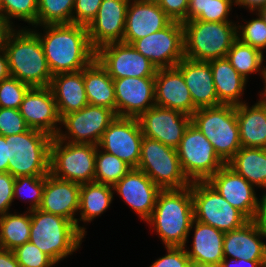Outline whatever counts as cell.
Here are the masks:
<instances>
[{
    "mask_svg": "<svg viewBox=\"0 0 266 267\" xmlns=\"http://www.w3.org/2000/svg\"><path fill=\"white\" fill-rule=\"evenodd\" d=\"M157 68L175 67L184 56V27L172 21L164 29L135 40L131 44Z\"/></svg>",
    "mask_w": 266,
    "mask_h": 267,
    "instance_id": "cell-13",
    "label": "cell"
},
{
    "mask_svg": "<svg viewBox=\"0 0 266 267\" xmlns=\"http://www.w3.org/2000/svg\"><path fill=\"white\" fill-rule=\"evenodd\" d=\"M102 0H75L73 24L88 26L96 17Z\"/></svg>",
    "mask_w": 266,
    "mask_h": 267,
    "instance_id": "cell-46",
    "label": "cell"
},
{
    "mask_svg": "<svg viewBox=\"0 0 266 267\" xmlns=\"http://www.w3.org/2000/svg\"><path fill=\"white\" fill-rule=\"evenodd\" d=\"M193 233L191 249L184 246L193 267H219L224 259L223 240L225 233L193 220L189 235Z\"/></svg>",
    "mask_w": 266,
    "mask_h": 267,
    "instance_id": "cell-26",
    "label": "cell"
},
{
    "mask_svg": "<svg viewBox=\"0 0 266 267\" xmlns=\"http://www.w3.org/2000/svg\"><path fill=\"white\" fill-rule=\"evenodd\" d=\"M52 139L49 134L31 128L6 136L8 172L13 177L49 174Z\"/></svg>",
    "mask_w": 266,
    "mask_h": 267,
    "instance_id": "cell-6",
    "label": "cell"
},
{
    "mask_svg": "<svg viewBox=\"0 0 266 267\" xmlns=\"http://www.w3.org/2000/svg\"><path fill=\"white\" fill-rule=\"evenodd\" d=\"M227 165L256 189L266 191V149L241 147Z\"/></svg>",
    "mask_w": 266,
    "mask_h": 267,
    "instance_id": "cell-33",
    "label": "cell"
},
{
    "mask_svg": "<svg viewBox=\"0 0 266 267\" xmlns=\"http://www.w3.org/2000/svg\"><path fill=\"white\" fill-rule=\"evenodd\" d=\"M235 7H243L250 13L257 12L266 5V0H234Z\"/></svg>",
    "mask_w": 266,
    "mask_h": 267,
    "instance_id": "cell-50",
    "label": "cell"
},
{
    "mask_svg": "<svg viewBox=\"0 0 266 267\" xmlns=\"http://www.w3.org/2000/svg\"><path fill=\"white\" fill-rule=\"evenodd\" d=\"M96 59L113 79L155 77L157 68L132 45L117 42L96 50Z\"/></svg>",
    "mask_w": 266,
    "mask_h": 267,
    "instance_id": "cell-15",
    "label": "cell"
},
{
    "mask_svg": "<svg viewBox=\"0 0 266 267\" xmlns=\"http://www.w3.org/2000/svg\"><path fill=\"white\" fill-rule=\"evenodd\" d=\"M7 143L6 137L0 135V171L8 172Z\"/></svg>",
    "mask_w": 266,
    "mask_h": 267,
    "instance_id": "cell-52",
    "label": "cell"
},
{
    "mask_svg": "<svg viewBox=\"0 0 266 267\" xmlns=\"http://www.w3.org/2000/svg\"><path fill=\"white\" fill-rule=\"evenodd\" d=\"M184 27V56L208 62L224 58L237 39V22L191 20Z\"/></svg>",
    "mask_w": 266,
    "mask_h": 267,
    "instance_id": "cell-5",
    "label": "cell"
},
{
    "mask_svg": "<svg viewBox=\"0 0 266 267\" xmlns=\"http://www.w3.org/2000/svg\"><path fill=\"white\" fill-rule=\"evenodd\" d=\"M31 219L30 211L8 212L0 215V248L13 251L29 242Z\"/></svg>",
    "mask_w": 266,
    "mask_h": 267,
    "instance_id": "cell-35",
    "label": "cell"
},
{
    "mask_svg": "<svg viewBox=\"0 0 266 267\" xmlns=\"http://www.w3.org/2000/svg\"><path fill=\"white\" fill-rule=\"evenodd\" d=\"M171 22L156 1L130 0L123 43L131 45L135 40L164 29Z\"/></svg>",
    "mask_w": 266,
    "mask_h": 267,
    "instance_id": "cell-22",
    "label": "cell"
},
{
    "mask_svg": "<svg viewBox=\"0 0 266 267\" xmlns=\"http://www.w3.org/2000/svg\"><path fill=\"white\" fill-rule=\"evenodd\" d=\"M260 50L241 42L238 38L233 42L226 58L236 71L247 81L251 74L261 76L262 82L266 81V58Z\"/></svg>",
    "mask_w": 266,
    "mask_h": 267,
    "instance_id": "cell-34",
    "label": "cell"
},
{
    "mask_svg": "<svg viewBox=\"0 0 266 267\" xmlns=\"http://www.w3.org/2000/svg\"><path fill=\"white\" fill-rule=\"evenodd\" d=\"M10 29L11 27L5 22L3 16L0 14V48L3 47L6 34Z\"/></svg>",
    "mask_w": 266,
    "mask_h": 267,
    "instance_id": "cell-55",
    "label": "cell"
},
{
    "mask_svg": "<svg viewBox=\"0 0 266 267\" xmlns=\"http://www.w3.org/2000/svg\"><path fill=\"white\" fill-rule=\"evenodd\" d=\"M29 242L36 245L57 265L81 248L86 238L72 221L40 209L30 210Z\"/></svg>",
    "mask_w": 266,
    "mask_h": 267,
    "instance_id": "cell-4",
    "label": "cell"
},
{
    "mask_svg": "<svg viewBox=\"0 0 266 267\" xmlns=\"http://www.w3.org/2000/svg\"><path fill=\"white\" fill-rule=\"evenodd\" d=\"M137 168L160 189H180L191 185L181 168L176 149L155 139L143 137Z\"/></svg>",
    "mask_w": 266,
    "mask_h": 267,
    "instance_id": "cell-9",
    "label": "cell"
},
{
    "mask_svg": "<svg viewBox=\"0 0 266 267\" xmlns=\"http://www.w3.org/2000/svg\"><path fill=\"white\" fill-rule=\"evenodd\" d=\"M166 254L158 257L149 267H193L184 247L166 246Z\"/></svg>",
    "mask_w": 266,
    "mask_h": 267,
    "instance_id": "cell-45",
    "label": "cell"
},
{
    "mask_svg": "<svg viewBox=\"0 0 266 267\" xmlns=\"http://www.w3.org/2000/svg\"><path fill=\"white\" fill-rule=\"evenodd\" d=\"M29 129L19 110L0 107V135L24 133Z\"/></svg>",
    "mask_w": 266,
    "mask_h": 267,
    "instance_id": "cell-44",
    "label": "cell"
},
{
    "mask_svg": "<svg viewBox=\"0 0 266 267\" xmlns=\"http://www.w3.org/2000/svg\"><path fill=\"white\" fill-rule=\"evenodd\" d=\"M0 267H19L13 251L0 248Z\"/></svg>",
    "mask_w": 266,
    "mask_h": 267,
    "instance_id": "cell-51",
    "label": "cell"
},
{
    "mask_svg": "<svg viewBox=\"0 0 266 267\" xmlns=\"http://www.w3.org/2000/svg\"><path fill=\"white\" fill-rule=\"evenodd\" d=\"M161 189L138 168H132L114 186L113 192L144 222L151 216Z\"/></svg>",
    "mask_w": 266,
    "mask_h": 267,
    "instance_id": "cell-20",
    "label": "cell"
},
{
    "mask_svg": "<svg viewBox=\"0 0 266 267\" xmlns=\"http://www.w3.org/2000/svg\"><path fill=\"white\" fill-rule=\"evenodd\" d=\"M15 177L9 172L0 171V215L10 212V208L14 202Z\"/></svg>",
    "mask_w": 266,
    "mask_h": 267,
    "instance_id": "cell-47",
    "label": "cell"
},
{
    "mask_svg": "<svg viewBox=\"0 0 266 267\" xmlns=\"http://www.w3.org/2000/svg\"><path fill=\"white\" fill-rule=\"evenodd\" d=\"M155 105L179 111L188 116L197 110L181 71L175 66L157 69L155 74Z\"/></svg>",
    "mask_w": 266,
    "mask_h": 267,
    "instance_id": "cell-23",
    "label": "cell"
},
{
    "mask_svg": "<svg viewBox=\"0 0 266 267\" xmlns=\"http://www.w3.org/2000/svg\"><path fill=\"white\" fill-rule=\"evenodd\" d=\"M19 267H55L56 263L36 245L26 242L13 250Z\"/></svg>",
    "mask_w": 266,
    "mask_h": 267,
    "instance_id": "cell-43",
    "label": "cell"
},
{
    "mask_svg": "<svg viewBox=\"0 0 266 267\" xmlns=\"http://www.w3.org/2000/svg\"><path fill=\"white\" fill-rule=\"evenodd\" d=\"M115 118L116 113L112 109L88 104L61 118V127L56 137L65 142L98 146L104 131Z\"/></svg>",
    "mask_w": 266,
    "mask_h": 267,
    "instance_id": "cell-12",
    "label": "cell"
},
{
    "mask_svg": "<svg viewBox=\"0 0 266 267\" xmlns=\"http://www.w3.org/2000/svg\"><path fill=\"white\" fill-rule=\"evenodd\" d=\"M176 151L190 182L207 181L225 165L210 141L192 123L185 130Z\"/></svg>",
    "mask_w": 266,
    "mask_h": 267,
    "instance_id": "cell-11",
    "label": "cell"
},
{
    "mask_svg": "<svg viewBox=\"0 0 266 267\" xmlns=\"http://www.w3.org/2000/svg\"><path fill=\"white\" fill-rule=\"evenodd\" d=\"M194 220L192 182L180 189H161L155 208L145 221L164 247H184Z\"/></svg>",
    "mask_w": 266,
    "mask_h": 267,
    "instance_id": "cell-2",
    "label": "cell"
},
{
    "mask_svg": "<svg viewBox=\"0 0 266 267\" xmlns=\"http://www.w3.org/2000/svg\"><path fill=\"white\" fill-rule=\"evenodd\" d=\"M27 126L56 137L61 127L57 105L50 87H30L19 108Z\"/></svg>",
    "mask_w": 266,
    "mask_h": 267,
    "instance_id": "cell-18",
    "label": "cell"
},
{
    "mask_svg": "<svg viewBox=\"0 0 266 267\" xmlns=\"http://www.w3.org/2000/svg\"><path fill=\"white\" fill-rule=\"evenodd\" d=\"M131 169L123 160L97 146L94 182L114 186Z\"/></svg>",
    "mask_w": 266,
    "mask_h": 267,
    "instance_id": "cell-37",
    "label": "cell"
},
{
    "mask_svg": "<svg viewBox=\"0 0 266 267\" xmlns=\"http://www.w3.org/2000/svg\"><path fill=\"white\" fill-rule=\"evenodd\" d=\"M208 62L213 74L218 101L221 104L234 106L245 103L246 101L242 100V96L249 81L236 71L226 57L213 59Z\"/></svg>",
    "mask_w": 266,
    "mask_h": 267,
    "instance_id": "cell-29",
    "label": "cell"
},
{
    "mask_svg": "<svg viewBox=\"0 0 266 267\" xmlns=\"http://www.w3.org/2000/svg\"><path fill=\"white\" fill-rule=\"evenodd\" d=\"M254 14L256 18L249 21L243 19L244 24L237 21V38L264 54L266 53V23L257 12H253Z\"/></svg>",
    "mask_w": 266,
    "mask_h": 267,
    "instance_id": "cell-41",
    "label": "cell"
},
{
    "mask_svg": "<svg viewBox=\"0 0 266 267\" xmlns=\"http://www.w3.org/2000/svg\"><path fill=\"white\" fill-rule=\"evenodd\" d=\"M97 146L70 143L53 137L50 145V174L78 184L94 182Z\"/></svg>",
    "mask_w": 266,
    "mask_h": 267,
    "instance_id": "cell-8",
    "label": "cell"
},
{
    "mask_svg": "<svg viewBox=\"0 0 266 267\" xmlns=\"http://www.w3.org/2000/svg\"><path fill=\"white\" fill-rule=\"evenodd\" d=\"M207 182L249 220H256L260 199L256 194L257 189L244 177L225 164Z\"/></svg>",
    "mask_w": 266,
    "mask_h": 267,
    "instance_id": "cell-16",
    "label": "cell"
},
{
    "mask_svg": "<svg viewBox=\"0 0 266 267\" xmlns=\"http://www.w3.org/2000/svg\"><path fill=\"white\" fill-rule=\"evenodd\" d=\"M130 0H102L96 17L87 26L89 42L96 51L109 43L123 42Z\"/></svg>",
    "mask_w": 266,
    "mask_h": 267,
    "instance_id": "cell-21",
    "label": "cell"
},
{
    "mask_svg": "<svg viewBox=\"0 0 266 267\" xmlns=\"http://www.w3.org/2000/svg\"><path fill=\"white\" fill-rule=\"evenodd\" d=\"M143 137L137 118L116 116L104 131L98 147L117 156L131 168H137Z\"/></svg>",
    "mask_w": 266,
    "mask_h": 267,
    "instance_id": "cell-14",
    "label": "cell"
},
{
    "mask_svg": "<svg viewBox=\"0 0 266 267\" xmlns=\"http://www.w3.org/2000/svg\"><path fill=\"white\" fill-rule=\"evenodd\" d=\"M261 92L259 94V100H257V103L263 108L265 115H266V88H262Z\"/></svg>",
    "mask_w": 266,
    "mask_h": 267,
    "instance_id": "cell-56",
    "label": "cell"
},
{
    "mask_svg": "<svg viewBox=\"0 0 266 267\" xmlns=\"http://www.w3.org/2000/svg\"><path fill=\"white\" fill-rule=\"evenodd\" d=\"M20 27L11 28L4 40L10 76L30 87H49L53 75L40 38L31 28Z\"/></svg>",
    "mask_w": 266,
    "mask_h": 267,
    "instance_id": "cell-3",
    "label": "cell"
},
{
    "mask_svg": "<svg viewBox=\"0 0 266 267\" xmlns=\"http://www.w3.org/2000/svg\"><path fill=\"white\" fill-rule=\"evenodd\" d=\"M49 87L53 92L60 118L89 104L83 70L56 74L52 77Z\"/></svg>",
    "mask_w": 266,
    "mask_h": 267,
    "instance_id": "cell-28",
    "label": "cell"
},
{
    "mask_svg": "<svg viewBox=\"0 0 266 267\" xmlns=\"http://www.w3.org/2000/svg\"><path fill=\"white\" fill-rule=\"evenodd\" d=\"M257 13L261 16V18L264 20V22L266 23V5L264 7H262L261 9H259L257 11Z\"/></svg>",
    "mask_w": 266,
    "mask_h": 267,
    "instance_id": "cell-57",
    "label": "cell"
},
{
    "mask_svg": "<svg viewBox=\"0 0 266 267\" xmlns=\"http://www.w3.org/2000/svg\"><path fill=\"white\" fill-rule=\"evenodd\" d=\"M241 147L266 149V115L256 102L251 106L245 102L236 105Z\"/></svg>",
    "mask_w": 266,
    "mask_h": 267,
    "instance_id": "cell-32",
    "label": "cell"
},
{
    "mask_svg": "<svg viewBox=\"0 0 266 267\" xmlns=\"http://www.w3.org/2000/svg\"><path fill=\"white\" fill-rule=\"evenodd\" d=\"M156 2L172 21L181 23L187 21L189 0H157Z\"/></svg>",
    "mask_w": 266,
    "mask_h": 267,
    "instance_id": "cell-48",
    "label": "cell"
},
{
    "mask_svg": "<svg viewBox=\"0 0 266 267\" xmlns=\"http://www.w3.org/2000/svg\"><path fill=\"white\" fill-rule=\"evenodd\" d=\"M114 200L113 186L103 183L90 182L81 184L79 197V218L76 221V227L86 236L85 224L91 223L96 217L110 208ZM80 221L84 225H80Z\"/></svg>",
    "mask_w": 266,
    "mask_h": 267,
    "instance_id": "cell-30",
    "label": "cell"
},
{
    "mask_svg": "<svg viewBox=\"0 0 266 267\" xmlns=\"http://www.w3.org/2000/svg\"><path fill=\"white\" fill-rule=\"evenodd\" d=\"M44 192V176H18L15 177L13 194L14 200L20 199L29 203L27 210L40 207Z\"/></svg>",
    "mask_w": 266,
    "mask_h": 267,
    "instance_id": "cell-40",
    "label": "cell"
},
{
    "mask_svg": "<svg viewBox=\"0 0 266 267\" xmlns=\"http://www.w3.org/2000/svg\"><path fill=\"white\" fill-rule=\"evenodd\" d=\"M30 88L17 78L9 77L0 81V107L19 110L23 97Z\"/></svg>",
    "mask_w": 266,
    "mask_h": 267,
    "instance_id": "cell-42",
    "label": "cell"
},
{
    "mask_svg": "<svg viewBox=\"0 0 266 267\" xmlns=\"http://www.w3.org/2000/svg\"><path fill=\"white\" fill-rule=\"evenodd\" d=\"M194 219L222 232H229L250 221L226 201L207 181L192 182Z\"/></svg>",
    "mask_w": 266,
    "mask_h": 267,
    "instance_id": "cell-10",
    "label": "cell"
},
{
    "mask_svg": "<svg viewBox=\"0 0 266 267\" xmlns=\"http://www.w3.org/2000/svg\"><path fill=\"white\" fill-rule=\"evenodd\" d=\"M191 123L210 141L225 164L241 148L236 106L221 104L199 108L192 114Z\"/></svg>",
    "mask_w": 266,
    "mask_h": 267,
    "instance_id": "cell-7",
    "label": "cell"
},
{
    "mask_svg": "<svg viewBox=\"0 0 266 267\" xmlns=\"http://www.w3.org/2000/svg\"><path fill=\"white\" fill-rule=\"evenodd\" d=\"M83 79L89 104L107 107L116 113L113 78L96 58L83 69Z\"/></svg>",
    "mask_w": 266,
    "mask_h": 267,
    "instance_id": "cell-31",
    "label": "cell"
},
{
    "mask_svg": "<svg viewBox=\"0 0 266 267\" xmlns=\"http://www.w3.org/2000/svg\"><path fill=\"white\" fill-rule=\"evenodd\" d=\"M266 231L256 220L248 221L239 229L225 232L224 258L266 260Z\"/></svg>",
    "mask_w": 266,
    "mask_h": 267,
    "instance_id": "cell-25",
    "label": "cell"
},
{
    "mask_svg": "<svg viewBox=\"0 0 266 267\" xmlns=\"http://www.w3.org/2000/svg\"><path fill=\"white\" fill-rule=\"evenodd\" d=\"M116 116L138 118L155 106V77L113 79Z\"/></svg>",
    "mask_w": 266,
    "mask_h": 267,
    "instance_id": "cell-19",
    "label": "cell"
},
{
    "mask_svg": "<svg viewBox=\"0 0 266 267\" xmlns=\"http://www.w3.org/2000/svg\"><path fill=\"white\" fill-rule=\"evenodd\" d=\"M176 67L181 71L197 109L221 105L215 91L209 62L184 57Z\"/></svg>",
    "mask_w": 266,
    "mask_h": 267,
    "instance_id": "cell-27",
    "label": "cell"
},
{
    "mask_svg": "<svg viewBox=\"0 0 266 267\" xmlns=\"http://www.w3.org/2000/svg\"><path fill=\"white\" fill-rule=\"evenodd\" d=\"M232 6L234 0H189L187 21L234 22L229 18Z\"/></svg>",
    "mask_w": 266,
    "mask_h": 267,
    "instance_id": "cell-36",
    "label": "cell"
},
{
    "mask_svg": "<svg viewBox=\"0 0 266 267\" xmlns=\"http://www.w3.org/2000/svg\"><path fill=\"white\" fill-rule=\"evenodd\" d=\"M0 14L11 28L16 19L31 25L27 28L37 26L38 0H0Z\"/></svg>",
    "mask_w": 266,
    "mask_h": 267,
    "instance_id": "cell-39",
    "label": "cell"
},
{
    "mask_svg": "<svg viewBox=\"0 0 266 267\" xmlns=\"http://www.w3.org/2000/svg\"><path fill=\"white\" fill-rule=\"evenodd\" d=\"M219 267H266V260H248L247 258H224Z\"/></svg>",
    "mask_w": 266,
    "mask_h": 267,
    "instance_id": "cell-49",
    "label": "cell"
},
{
    "mask_svg": "<svg viewBox=\"0 0 266 267\" xmlns=\"http://www.w3.org/2000/svg\"><path fill=\"white\" fill-rule=\"evenodd\" d=\"M137 119L145 137L155 139L175 149L191 123V116L156 105L142 113Z\"/></svg>",
    "mask_w": 266,
    "mask_h": 267,
    "instance_id": "cell-17",
    "label": "cell"
},
{
    "mask_svg": "<svg viewBox=\"0 0 266 267\" xmlns=\"http://www.w3.org/2000/svg\"><path fill=\"white\" fill-rule=\"evenodd\" d=\"M42 28L40 32L37 28ZM40 38L48 67L52 75L81 71L95 58L87 26L80 24H57L31 28Z\"/></svg>",
    "mask_w": 266,
    "mask_h": 267,
    "instance_id": "cell-1",
    "label": "cell"
},
{
    "mask_svg": "<svg viewBox=\"0 0 266 267\" xmlns=\"http://www.w3.org/2000/svg\"><path fill=\"white\" fill-rule=\"evenodd\" d=\"M75 0H38L37 26L71 24Z\"/></svg>",
    "mask_w": 266,
    "mask_h": 267,
    "instance_id": "cell-38",
    "label": "cell"
},
{
    "mask_svg": "<svg viewBox=\"0 0 266 267\" xmlns=\"http://www.w3.org/2000/svg\"><path fill=\"white\" fill-rule=\"evenodd\" d=\"M260 199L259 203V212L256 218V221L260 224V226L266 231V192L264 191Z\"/></svg>",
    "mask_w": 266,
    "mask_h": 267,
    "instance_id": "cell-53",
    "label": "cell"
},
{
    "mask_svg": "<svg viewBox=\"0 0 266 267\" xmlns=\"http://www.w3.org/2000/svg\"><path fill=\"white\" fill-rule=\"evenodd\" d=\"M80 187L78 183L61 180L52 174L44 176V192L38 209L61 216L76 224L79 211Z\"/></svg>",
    "mask_w": 266,
    "mask_h": 267,
    "instance_id": "cell-24",
    "label": "cell"
},
{
    "mask_svg": "<svg viewBox=\"0 0 266 267\" xmlns=\"http://www.w3.org/2000/svg\"><path fill=\"white\" fill-rule=\"evenodd\" d=\"M10 77V72H9V66H8V60L6 53L2 48H0V81L7 79Z\"/></svg>",
    "mask_w": 266,
    "mask_h": 267,
    "instance_id": "cell-54",
    "label": "cell"
}]
</instances>
